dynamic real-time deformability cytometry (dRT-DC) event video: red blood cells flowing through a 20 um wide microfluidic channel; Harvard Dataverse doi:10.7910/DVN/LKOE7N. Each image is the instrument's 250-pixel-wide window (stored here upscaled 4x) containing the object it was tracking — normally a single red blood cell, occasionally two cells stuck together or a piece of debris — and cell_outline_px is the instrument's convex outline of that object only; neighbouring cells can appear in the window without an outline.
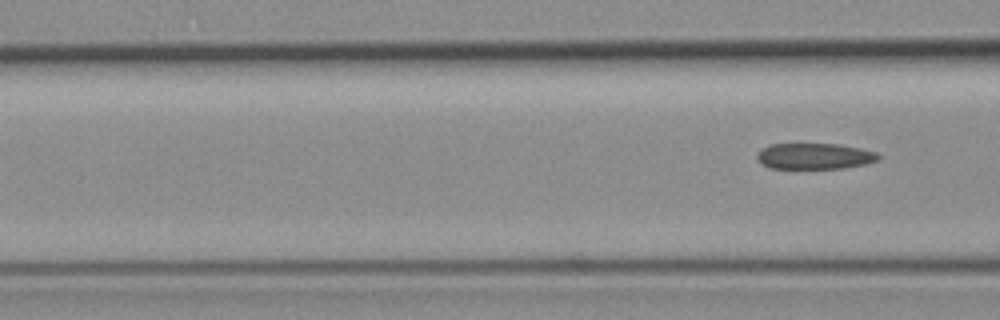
{"species": "common noctule bat (a hibernating species)", "species_latin": "Nyctalus noctula", "temperature_condition": "room temperature", "stored_images_in_passage": 3, "segment_of_instrument_passage": [2, 2], "camera_frame_rate_fps": 3000, "um_per_image_px": 0.085, "animal": {"sex": "female", "body_mass_g": 19.3, "forearm_length_mm": 54.1}, "frame": {"image": 1, "passage_image": 3, "time_ms": 2.333, "image_size_px": [1000, 320], "cell_outline_px": [[880, 156], [876, 160], [868, 164], [844, 168], [768, 168], [760, 164], [756, 160], [756, 156], [764, 148], [772, 144], [840, 144], [860, 148], [876, 152]], "centroid_in_image_um": [69.23, 13.28], "position_along_channel_um": 97.4, "area_um2": 18.38}}